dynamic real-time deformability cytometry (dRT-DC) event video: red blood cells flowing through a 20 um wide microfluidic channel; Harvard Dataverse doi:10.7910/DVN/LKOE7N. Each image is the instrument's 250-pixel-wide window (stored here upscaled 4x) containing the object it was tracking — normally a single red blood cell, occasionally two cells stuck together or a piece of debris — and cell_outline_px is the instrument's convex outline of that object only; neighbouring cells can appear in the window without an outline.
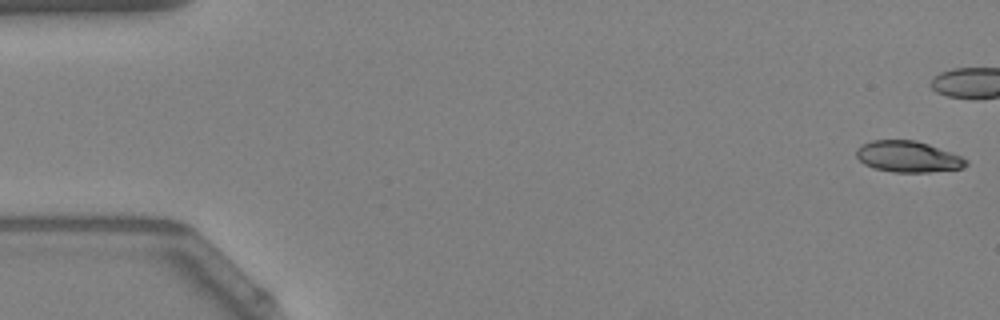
{"species": "Egyptian fruit bat (a non-hibernating species)", "species_latin": "Rousettus aegyptiacus", "temperature_condition": "warm", "stored_images_in_passage": 42, "camera_frame_rate_fps": 3000, "um_per_image_px": 0.085, "animal": {"sex": "female"}, "frame": {"image": 1, "passage_image": 1, "time_ms": 0.0, "image_size_px": [1000, 320], "cell_outline_px": [[968, 164], [964, 168], [928, 172], [892, 172], [876, 168], [864, 164], [856, 156], [856, 148], [860, 144], [872, 140], [916, 140], [928, 144], [960, 156], [968, 160]], "centroid_in_image_um": [77.16, 13.31], "position_along_channel_um": 7.8, "area_um2": 19.88}}